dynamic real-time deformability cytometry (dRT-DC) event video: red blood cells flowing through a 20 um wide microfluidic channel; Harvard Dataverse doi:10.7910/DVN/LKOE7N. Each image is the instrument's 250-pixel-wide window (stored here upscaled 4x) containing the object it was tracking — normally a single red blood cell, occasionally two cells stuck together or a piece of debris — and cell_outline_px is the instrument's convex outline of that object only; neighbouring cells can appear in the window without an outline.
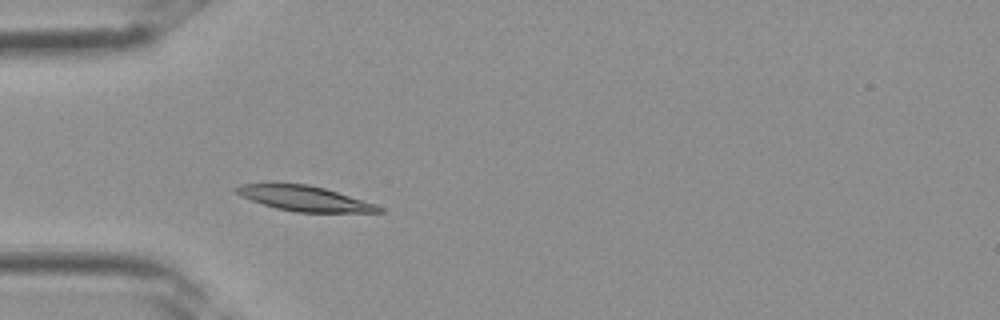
{"species": "Egyptian fruit bat (a non-hibernating species)", "species_latin": "Rousettus aegyptiacus", "temperature_condition": "room temperature", "stored_images_in_passage": 2, "camera_frame_rate_fps": 3000, "um_per_image_px": 0.085, "frame": {"image": 1, "passage_image": 2, "time_ms": 0.333, "image_size_px": [1000, 320], "cell_outline_px": [[384, 212], [296, 212], [276, 208], [240, 196], [232, 192], [232, 188], [244, 184], [272, 180], [308, 184], [324, 188], [376, 204], [384, 208]], "centroid_in_image_um": [25.76, 16.81], "position_along_channel_um": 59.2, "area_um2": 21.56}}